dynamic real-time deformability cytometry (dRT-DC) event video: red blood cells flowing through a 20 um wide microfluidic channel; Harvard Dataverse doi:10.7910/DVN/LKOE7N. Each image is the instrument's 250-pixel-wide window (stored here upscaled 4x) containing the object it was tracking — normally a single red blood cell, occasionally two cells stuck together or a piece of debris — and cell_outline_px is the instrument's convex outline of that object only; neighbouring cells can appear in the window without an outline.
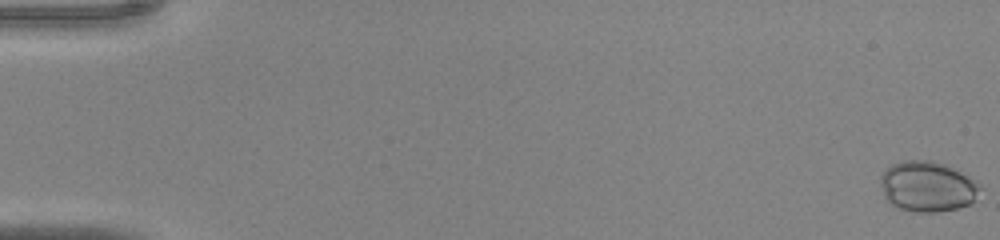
{"species": "common noctule bat (a hibernating species)", "species_latin": "Nyctalus noctula", "temperature_condition": "warm", "stored_images_in_passage": 45, "camera_frame_rate_fps": 3000, "um_per_image_px": 0.085, "animal": {"sex": "male", "body_mass_g": 20.0, "forearm_length_mm": 53.3}, "frame": {"image": 1, "passage_image": 1, "time_ms": 0.0, "image_size_px": [1000, 240], "cell_outline_px": [[984, 188], [968, 204], [956, 208], [936, 212], [916, 212], [900, 208], [892, 204], [884, 196], [880, 184], [880, 176], [892, 164], [904, 160], [932, 160], [944, 164], [976, 180]], "centroid_in_image_um": [78.84, 15.84], "position_along_channel_um": 6.2, "area_um2": 29.13}}
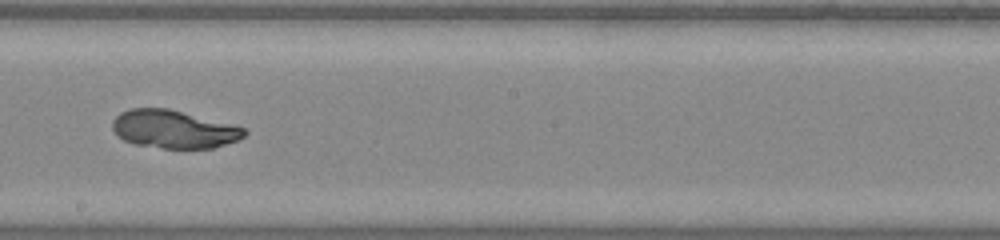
{"frame": {"image": 2, "passage_image": 27, "time_ms": 8.667, "image_size_px": [1000, 240], "cell_outline_px": [[248, 132], [240, 140], [212, 148], [160, 148], [132, 144], [124, 140], [112, 128], [112, 120], [120, 112], [128, 108], [168, 108], [244, 128]], "centroid_in_image_um": [14.74, 10.99], "position_along_channel_um": 233.5, "area_um2": 29.13}}
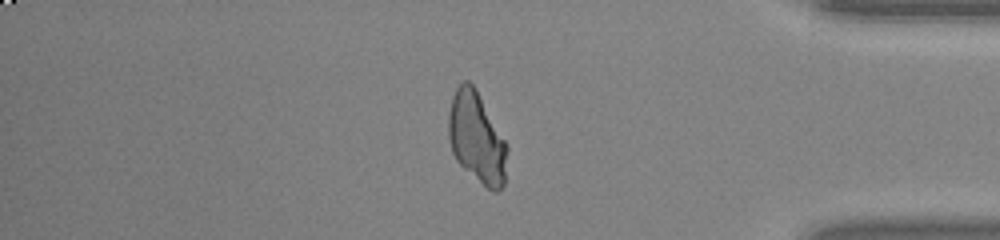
{"frame": {"image": 3, "passage_image": 39, "time_ms": 12.667, "image_size_px": [1000, 240], "cell_outline_px": [[508, 148], [504, 184], [496, 192], [492, 192], [464, 168], [456, 160], [452, 152], [448, 136], [448, 116], [452, 96], [456, 88], [464, 80], [468, 80], [476, 88], [508, 144]], "centroid_in_image_um": [40.53, 11.69], "position_along_channel_um": 394.7, "area_um2": 31.21}}